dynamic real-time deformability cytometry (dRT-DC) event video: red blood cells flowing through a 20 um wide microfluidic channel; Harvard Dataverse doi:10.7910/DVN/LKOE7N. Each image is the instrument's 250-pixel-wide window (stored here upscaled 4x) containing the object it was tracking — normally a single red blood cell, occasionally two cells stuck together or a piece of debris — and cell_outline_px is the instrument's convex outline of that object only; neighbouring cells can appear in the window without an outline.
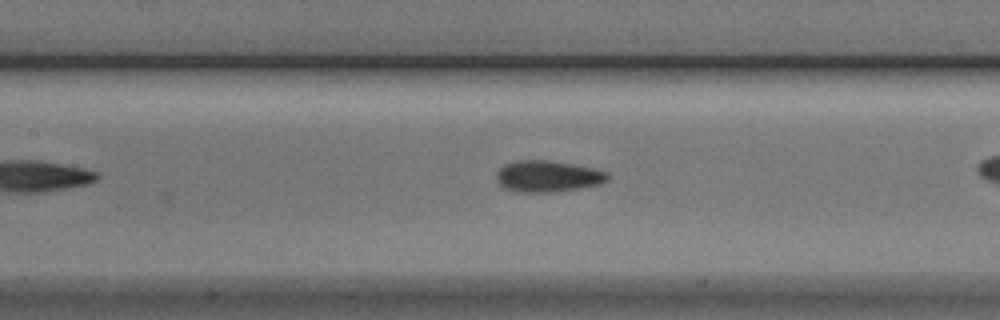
{"species": "Egyptian fruit bat (a non-hibernating species)", "species_latin": "Rousettus aegyptiacus", "temperature_condition": "cold", "stored_images_in_passage": 34, "camera_frame_rate_fps": 3000, "um_per_image_px": 0.085, "animal": {"sex": "male"}, "frame": {"image": 1, "passage_image": 15, "time_ms": 4.667, "image_size_px": [1000, 320], "cell_outline_px": [[608, 180], [600, 184], [580, 188], [552, 192], [516, 192], [504, 188], [496, 180], [496, 172], [504, 164], [520, 160], [544, 160], [572, 164], [592, 168], [608, 172]], "centroid_in_image_um": [46.53, 14.99], "position_along_channel_um": 160.9, "area_um2": 20.29}}
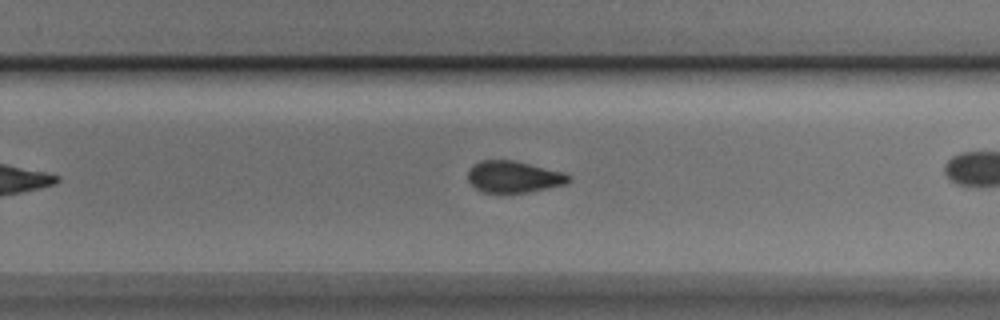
{"frame": {"image": 2, "passage_image": 25, "time_ms": 8.0, "image_size_px": [1000, 320], "cell_outline_px": [[572, 180], [564, 184], [528, 192], [480, 192], [468, 180], [468, 172], [480, 160], [512, 160], [564, 172], [572, 176]], "centroid_in_image_um": [43.69, 15.03], "position_along_channel_um": 286.1, "area_um2": 18.32}}